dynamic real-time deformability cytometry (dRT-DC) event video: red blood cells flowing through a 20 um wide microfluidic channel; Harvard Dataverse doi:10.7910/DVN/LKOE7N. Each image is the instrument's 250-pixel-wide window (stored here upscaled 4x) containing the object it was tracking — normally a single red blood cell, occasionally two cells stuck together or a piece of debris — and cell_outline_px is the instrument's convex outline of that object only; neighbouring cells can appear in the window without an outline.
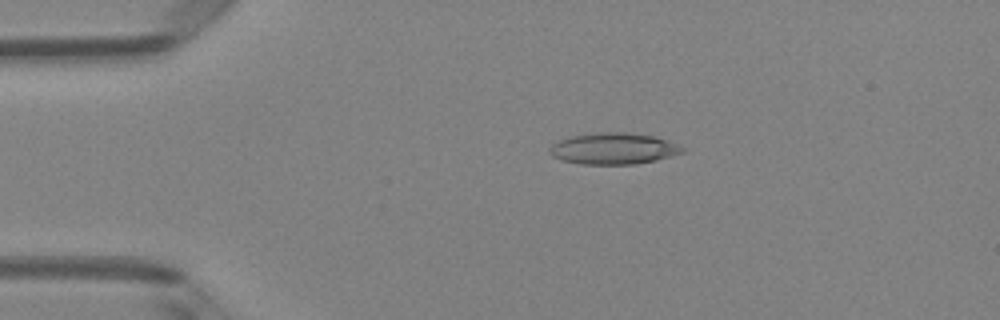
{"species": "Egyptian fruit bat (a non-hibernating species)", "species_latin": "Rousettus aegyptiacus", "temperature_condition": "room temperature", "stored_images_in_passage": 46, "camera_frame_rate_fps": 3000, "um_per_image_px": 0.085, "animal": {"sex": "female"}, "frame": {"image": 1, "passage_image": 7, "time_ms": 2.0, "image_size_px": [1000, 320], "cell_outline_px": [[688, 148], [684, 152], [672, 156], [656, 160], [636, 164], [580, 164], [560, 160], [552, 156], [548, 152], [548, 148], [556, 140], [572, 136], [600, 132], [624, 132], [652, 136], [668, 140]], "centroid_in_image_um": [52.14, 12.63], "position_along_channel_um": 32.9, "area_um2": 24.57}}
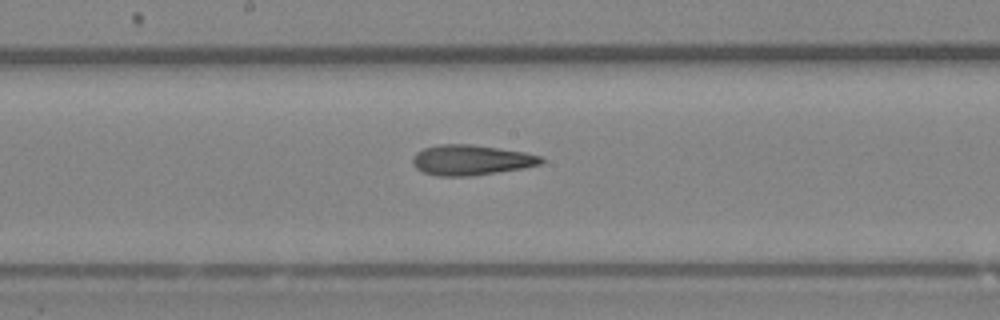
{"frame": {"image": 2, "passage_image": 23, "time_ms": 7.333, "image_size_px": [1000, 320], "cell_outline_px": [[544, 160], [540, 164], [524, 168], [472, 176], [436, 176], [424, 172], [416, 168], [412, 164], [412, 156], [416, 152], [424, 148], [440, 144], [472, 144], [524, 152], [540, 156]], "centroid_in_image_um": [40.01, 13.6], "position_along_channel_um": 208.2, "area_um2": 22.72}}
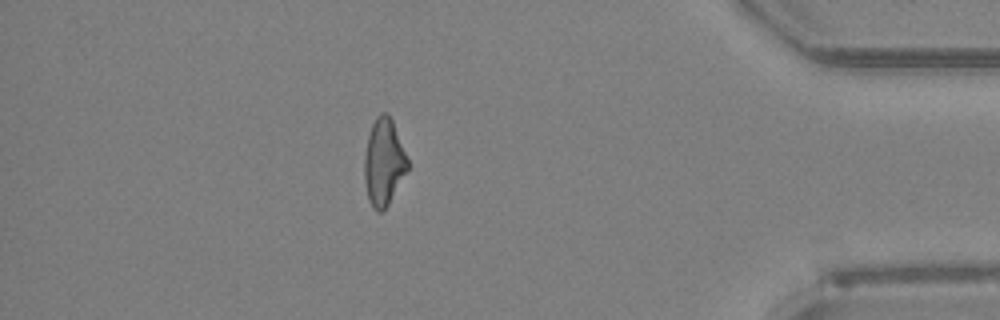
{"frame": {"image": 3, "passage_image": 40, "time_ms": 13.0, "image_size_px": [1000, 320], "cell_outline_px": [[408, 168], [388, 204], [380, 212], [376, 212], [372, 208], [368, 200], [364, 180], [364, 156], [368, 136], [372, 124], [376, 116], [380, 112], [388, 112], [392, 120], [408, 160]], "centroid_in_image_um": [32.59, 13.77], "position_along_channel_um": 402.6, "area_um2": 21.73}, "authors_computed_cell_mechanics": {"area_um2": 22.5709, "velocity_mm_per_s": 4.1474, "shape_relaxation_time_tau1_ms": null, "shape_relaxation_time_tau2_ms": 4.1637, "deformation_change_tau1": null, "deformation_change_tau2": 0.1609}}